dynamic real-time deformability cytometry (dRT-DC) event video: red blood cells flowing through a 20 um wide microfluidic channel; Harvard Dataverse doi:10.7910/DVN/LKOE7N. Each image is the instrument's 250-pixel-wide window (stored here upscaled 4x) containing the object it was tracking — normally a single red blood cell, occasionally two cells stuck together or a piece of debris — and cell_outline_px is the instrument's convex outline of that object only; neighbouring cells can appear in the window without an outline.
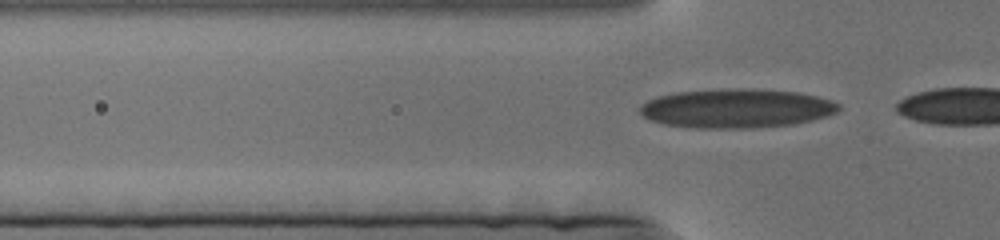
{"species": "human", "species_latin": "Homo sapiens", "temperature_condition": "cold", "stored_images_in_passage": 45, "camera_frame_rate_fps": 3000, "um_per_image_px": 0.085, "donor": {"sex": "female"}, "frame": {"image": 1, "passage_image": 26, "time_ms": 8.333, "image_size_px": [1000, 240], "cell_outline_px": [[840, 108], [836, 112], [828, 116], [812, 120], [792, 124], [752, 128], [696, 128], [664, 124], [652, 120], [644, 116], [640, 112], [640, 104], [656, 96], [676, 92], [720, 88], [756, 88], [796, 92], [816, 96], [832, 100], [840, 104]], "centroid_in_image_um": [62.6, 9.2], "position_along_channel_um": 63.2, "area_um2": 45.6}}
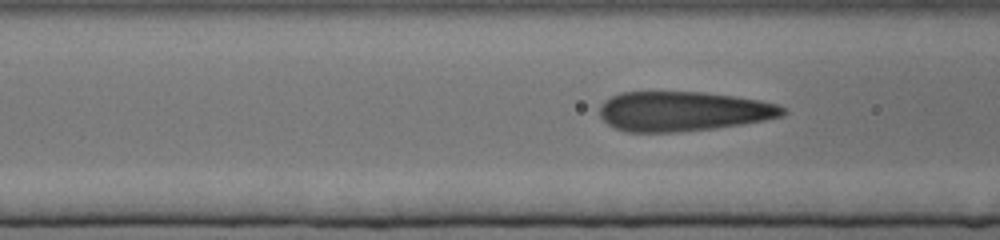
{"frame": {"image": 2, "passage_image": 38, "time_ms": 12.333, "image_size_px": [1000, 240], "cell_outline_px": [[788, 112], [784, 116], [764, 120], [716, 128], [676, 132], [624, 132], [608, 124], [600, 116], [600, 104], [604, 100], [620, 92], [704, 92], [736, 96], [760, 100], [780, 104], [788, 108]], "centroid_in_image_um": [58.11, 9.45], "position_along_channel_um": 108.5, "area_um2": 42.77}}